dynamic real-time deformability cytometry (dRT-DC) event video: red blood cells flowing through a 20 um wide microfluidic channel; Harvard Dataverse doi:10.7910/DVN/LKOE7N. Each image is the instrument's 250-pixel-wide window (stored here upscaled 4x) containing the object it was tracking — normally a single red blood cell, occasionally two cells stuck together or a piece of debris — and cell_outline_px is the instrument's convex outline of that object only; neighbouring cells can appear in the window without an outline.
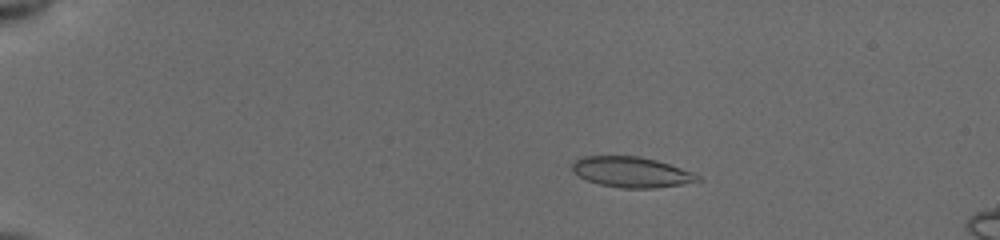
{"species": "common noctule bat (a hibernating species)", "species_latin": "Nyctalus noctula", "temperature_condition": "cold", "stored_images_in_passage": 45, "camera_frame_rate_fps": 3000, "um_per_image_px": 0.085, "animal": {"sex": "female", "body_mass_g": 19.5, "forearm_length_mm": 54.1}, "frame": {"image": 1, "passage_image": 2, "time_ms": 0.333, "image_size_px": [1000, 240], "cell_outline_px": [[704, 180], [656, 188], [620, 188], [600, 184], [588, 180], [572, 172], [572, 164], [576, 160], [584, 156], [640, 156], [656, 160], [692, 172], [700, 176]], "centroid_in_image_um": [53.68, 14.63], "position_along_channel_um": 31.3, "area_um2": 22.14}}
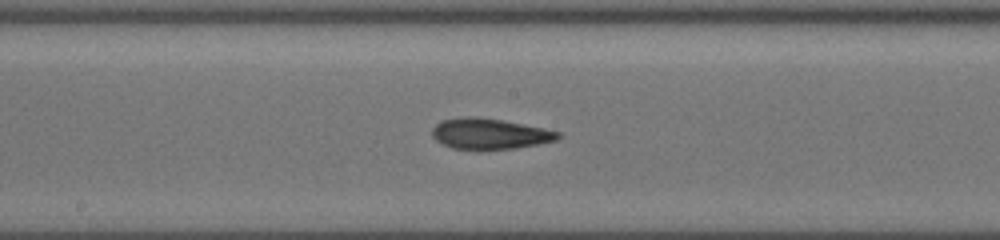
{"frame": {"image": 2, "passage_image": 22, "time_ms": 7.0, "image_size_px": [1000, 240], "cell_outline_px": [[560, 136], [556, 140], [540, 144], [516, 148], [480, 152], [476, 152], [452, 148], [436, 140], [432, 136], [432, 128], [440, 120], [468, 116], [500, 120], [544, 128], [560, 132]], "centroid_in_image_um": [41.59, 11.42], "position_along_channel_um": 206.6, "area_um2": 23.0}}
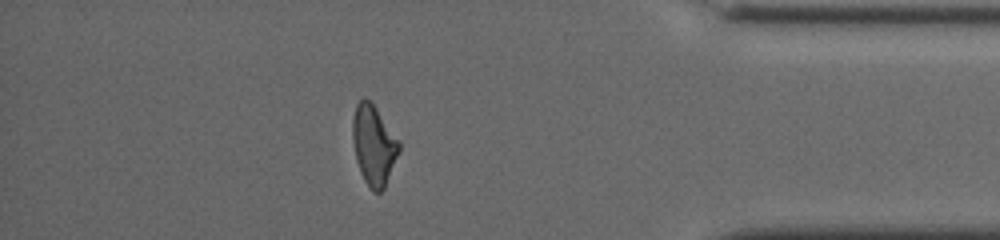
{"frame": {"image": 3, "passage_image": 39, "time_ms": 12.667, "image_size_px": [1000, 240], "cell_outline_px": [[400, 152], [384, 188], [380, 192], [372, 192], [368, 188], [360, 172], [356, 160], [352, 140], [352, 120], [356, 104], [364, 96], [376, 108], [400, 140]], "centroid_in_image_um": [31.77, 12.35], "position_along_channel_um": 403.4, "area_um2": 21.91}, "authors_computed_cell_mechanics": {"area_um2": 22.0796, "velocity_mm_per_s": 3.9418, "shape_relaxation_time_tau1_ms": 6.8916, "shape_relaxation_time_tau2_ms": 2.4068, "deformation_change_tau1": 0.232, "deformation_change_tau2": 0.1137}}